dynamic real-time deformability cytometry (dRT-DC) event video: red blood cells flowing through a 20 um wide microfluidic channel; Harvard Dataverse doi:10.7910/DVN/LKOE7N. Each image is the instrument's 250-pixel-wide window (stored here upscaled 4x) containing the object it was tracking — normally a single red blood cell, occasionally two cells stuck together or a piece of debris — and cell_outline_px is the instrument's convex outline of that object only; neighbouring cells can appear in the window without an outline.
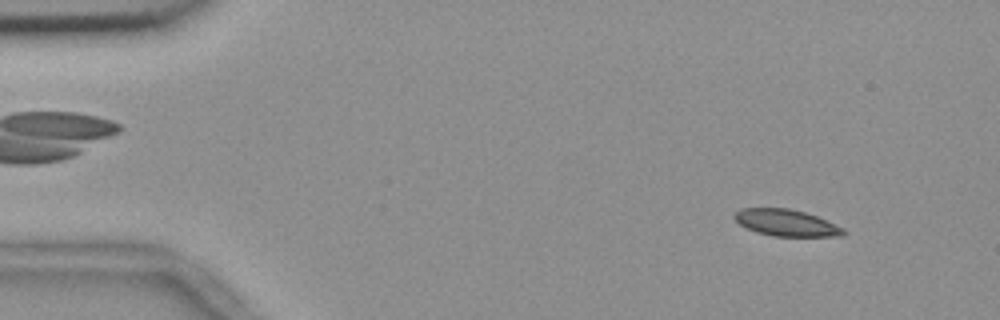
{"species": "common noctule bat (a hibernating species)", "species_latin": "Nyctalus noctula", "temperature_condition": "room temperature", "stored_images_in_passage": 55, "camera_frame_rate_fps": 3000, "um_per_image_px": 0.085, "animal": {"sex": "female", "body_mass_g": 18.4}, "frame": {"image": 1, "passage_image": 5, "time_ms": 1.333, "image_size_px": [1000, 320], "cell_outline_px": [[848, 232], [844, 236], [772, 236], [756, 232], [740, 224], [732, 216], [740, 208], [788, 208], [804, 212], [816, 216], [844, 228]], "centroid_in_image_um": [66.84, 18.94], "position_along_channel_um": 18.2, "area_um2": 16.88}}
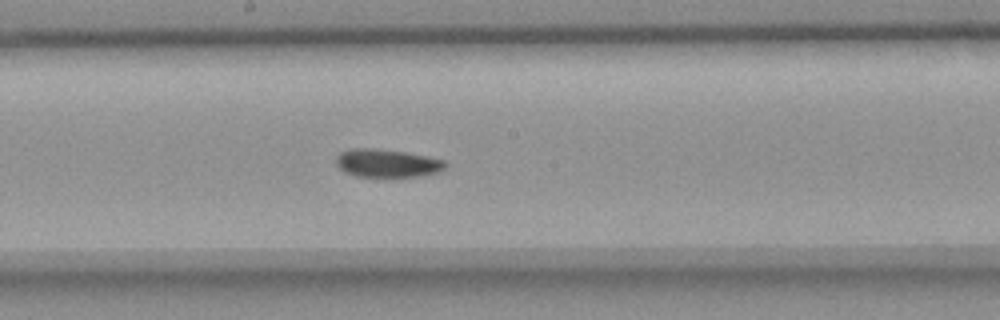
{"frame": {"image": 2, "passage_image": 29, "time_ms": 9.333, "image_size_px": [1000, 320], "cell_outline_px": [[448, 164], [440, 172], [424, 176], [388, 180], [380, 180], [356, 176], [344, 172], [336, 164], [336, 156], [340, 152], [352, 148], [376, 148], [404, 152], [444, 160]], "centroid_in_image_um": [32.9, 13.94], "position_along_channel_um": 215.3, "area_um2": 18.96}}
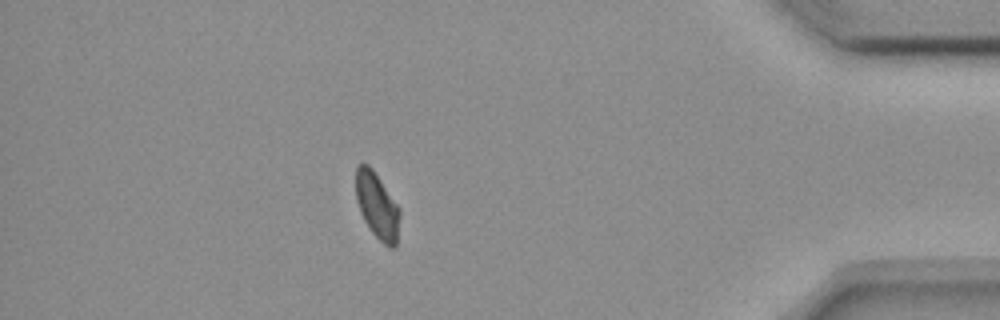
{"frame": {"image": 3, "passage_image": 48, "time_ms": 15.667, "image_size_px": [1000, 320], "cell_outline_px": [[400, 216], [396, 248], [388, 248], [372, 232], [364, 220], [360, 212], [356, 200], [356, 164], [368, 164], [372, 168], [400, 208]], "centroid_in_image_um": [32.06, 17.5], "position_along_channel_um": 403.1, "area_um2": 16.99}, "authors_computed_cell_mechanics": {"area_um2": 17.7446, "velocity_mm_per_s": 3.6654, "shape_relaxation_time_tau1_ms": 4.3963, "shape_relaxation_time_tau2_ms": 6.9995, "deformation_change_tau1": 0.1004, "deformation_change_tau2": 0.0805}}